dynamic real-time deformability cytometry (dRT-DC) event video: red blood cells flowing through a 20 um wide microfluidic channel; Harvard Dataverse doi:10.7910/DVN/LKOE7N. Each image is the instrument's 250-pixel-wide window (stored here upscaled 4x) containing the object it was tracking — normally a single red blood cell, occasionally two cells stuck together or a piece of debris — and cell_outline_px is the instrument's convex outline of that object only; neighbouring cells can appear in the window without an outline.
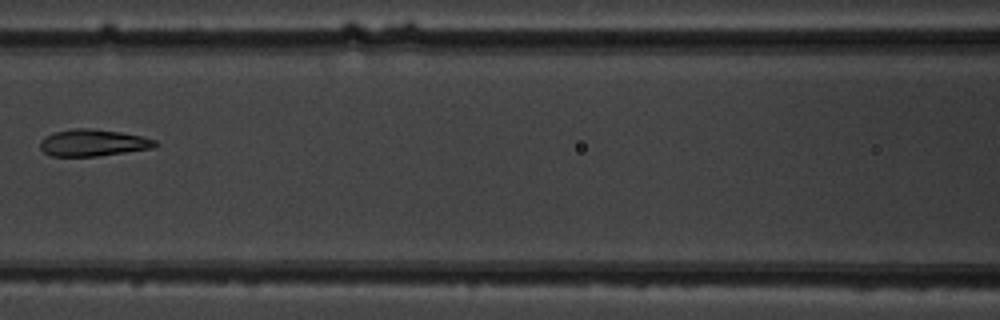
{"species": "common noctule bat (a hibernating species)", "species_latin": "Nyctalus noctula", "temperature_condition": "warm", "stored_images_in_passage": 10, "camera_frame_rate_fps": 3000, "um_per_image_px": 0.085, "animal": {"sex": "male", "body_mass_g": 19.5, "forearm_length_mm": 54.6}, "frame": {"image": 1, "passage_image": 8, "time_ms": 8.0, "image_size_px": [1000, 320], "cell_outline_px": [[160, 144], [152, 148], [96, 156], [52, 156], [44, 152], [40, 148], [40, 140], [56, 132], [76, 128], [88, 128], [120, 132], [140, 136], [156, 140]], "centroid_in_image_um": [7.92, 12.14], "position_along_channel_um": 158.7, "area_um2": 17.69}}
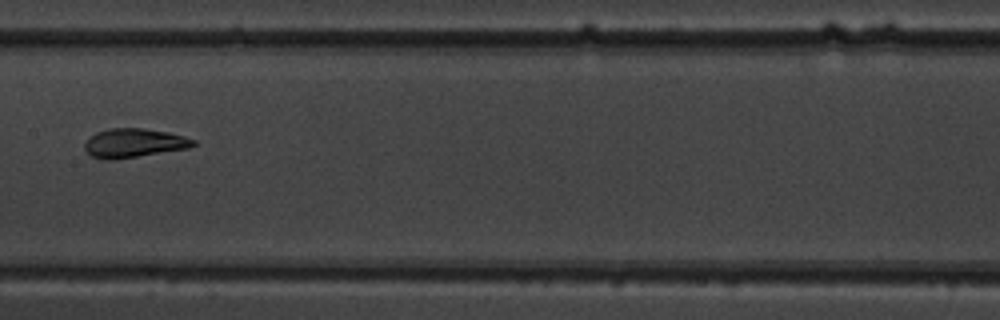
{"frame": {"image": 2, "passage_image": 9, "time_ms": 9.0, "image_size_px": [1000, 320], "cell_outline_px": [[196, 144], [188, 148], [112, 160], [104, 160], [92, 156], [84, 148], [84, 144], [96, 132], [112, 128], [144, 128], [168, 132], [184, 136], [196, 140]], "centroid_in_image_um": [11.4, 12.15], "position_along_channel_um": 196.0, "area_um2": 18.15}}